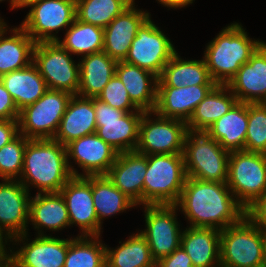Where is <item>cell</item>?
Returning <instances> with one entry per match:
<instances>
[{
	"mask_svg": "<svg viewBox=\"0 0 266 267\" xmlns=\"http://www.w3.org/2000/svg\"><path fill=\"white\" fill-rule=\"evenodd\" d=\"M175 205L182 210L190 227L221 231L245 217V208L236 200L226 183L187 177Z\"/></svg>",
	"mask_w": 266,
	"mask_h": 267,
	"instance_id": "cell-1",
	"label": "cell"
},
{
	"mask_svg": "<svg viewBox=\"0 0 266 267\" xmlns=\"http://www.w3.org/2000/svg\"><path fill=\"white\" fill-rule=\"evenodd\" d=\"M72 176L66 146L53 139L28 140L18 180L29 192L32 185L38 193H59Z\"/></svg>",
	"mask_w": 266,
	"mask_h": 267,
	"instance_id": "cell-2",
	"label": "cell"
},
{
	"mask_svg": "<svg viewBox=\"0 0 266 267\" xmlns=\"http://www.w3.org/2000/svg\"><path fill=\"white\" fill-rule=\"evenodd\" d=\"M263 42L252 40L237 22L224 27L204 51L203 59L211 79L216 84L227 85Z\"/></svg>",
	"mask_w": 266,
	"mask_h": 267,
	"instance_id": "cell-3",
	"label": "cell"
},
{
	"mask_svg": "<svg viewBox=\"0 0 266 267\" xmlns=\"http://www.w3.org/2000/svg\"><path fill=\"white\" fill-rule=\"evenodd\" d=\"M186 178L183 154L147 155L143 205H175Z\"/></svg>",
	"mask_w": 266,
	"mask_h": 267,
	"instance_id": "cell-4",
	"label": "cell"
},
{
	"mask_svg": "<svg viewBox=\"0 0 266 267\" xmlns=\"http://www.w3.org/2000/svg\"><path fill=\"white\" fill-rule=\"evenodd\" d=\"M266 234L246 216L220 231V267H264Z\"/></svg>",
	"mask_w": 266,
	"mask_h": 267,
	"instance_id": "cell-5",
	"label": "cell"
},
{
	"mask_svg": "<svg viewBox=\"0 0 266 267\" xmlns=\"http://www.w3.org/2000/svg\"><path fill=\"white\" fill-rule=\"evenodd\" d=\"M183 156L187 177L226 183L230 152L205 131H187Z\"/></svg>",
	"mask_w": 266,
	"mask_h": 267,
	"instance_id": "cell-6",
	"label": "cell"
},
{
	"mask_svg": "<svg viewBox=\"0 0 266 267\" xmlns=\"http://www.w3.org/2000/svg\"><path fill=\"white\" fill-rule=\"evenodd\" d=\"M227 186L246 209L266 192V154L230 152Z\"/></svg>",
	"mask_w": 266,
	"mask_h": 267,
	"instance_id": "cell-7",
	"label": "cell"
},
{
	"mask_svg": "<svg viewBox=\"0 0 266 267\" xmlns=\"http://www.w3.org/2000/svg\"><path fill=\"white\" fill-rule=\"evenodd\" d=\"M72 94L50 90L19 111V133L29 139H53Z\"/></svg>",
	"mask_w": 266,
	"mask_h": 267,
	"instance_id": "cell-8",
	"label": "cell"
},
{
	"mask_svg": "<svg viewBox=\"0 0 266 267\" xmlns=\"http://www.w3.org/2000/svg\"><path fill=\"white\" fill-rule=\"evenodd\" d=\"M96 135L118 153L135 151L144 111L125 112L93 97Z\"/></svg>",
	"mask_w": 266,
	"mask_h": 267,
	"instance_id": "cell-9",
	"label": "cell"
},
{
	"mask_svg": "<svg viewBox=\"0 0 266 267\" xmlns=\"http://www.w3.org/2000/svg\"><path fill=\"white\" fill-rule=\"evenodd\" d=\"M57 41L38 42L33 50L32 63L45 80L48 89L77 95L79 89V62Z\"/></svg>",
	"mask_w": 266,
	"mask_h": 267,
	"instance_id": "cell-10",
	"label": "cell"
},
{
	"mask_svg": "<svg viewBox=\"0 0 266 267\" xmlns=\"http://www.w3.org/2000/svg\"><path fill=\"white\" fill-rule=\"evenodd\" d=\"M145 112L139 126V140L136 152L143 155L183 154L185 136L188 131L186 122L178 119L163 118ZM154 119V120H153Z\"/></svg>",
	"mask_w": 266,
	"mask_h": 267,
	"instance_id": "cell-11",
	"label": "cell"
},
{
	"mask_svg": "<svg viewBox=\"0 0 266 267\" xmlns=\"http://www.w3.org/2000/svg\"><path fill=\"white\" fill-rule=\"evenodd\" d=\"M29 7L20 26L36 43L57 41L56 33L63 28L66 31L76 19L75 0H41Z\"/></svg>",
	"mask_w": 266,
	"mask_h": 267,
	"instance_id": "cell-12",
	"label": "cell"
},
{
	"mask_svg": "<svg viewBox=\"0 0 266 267\" xmlns=\"http://www.w3.org/2000/svg\"><path fill=\"white\" fill-rule=\"evenodd\" d=\"M176 53L170 39L149 17L138 29L123 61L145 69L159 78L164 66Z\"/></svg>",
	"mask_w": 266,
	"mask_h": 267,
	"instance_id": "cell-13",
	"label": "cell"
},
{
	"mask_svg": "<svg viewBox=\"0 0 266 267\" xmlns=\"http://www.w3.org/2000/svg\"><path fill=\"white\" fill-rule=\"evenodd\" d=\"M146 229L140 233L146 238L153 259H160L170 255L180 247L182 230L177 221L176 205H142Z\"/></svg>",
	"mask_w": 266,
	"mask_h": 267,
	"instance_id": "cell-14",
	"label": "cell"
},
{
	"mask_svg": "<svg viewBox=\"0 0 266 267\" xmlns=\"http://www.w3.org/2000/svg\"><path fill=\"white\" fill-rule=\"evenodd\" d=\"M28 240L27 233L12 238L9 242L14 245L22 242L23 246L20 245L21 248L17 251L8 247L10 254L5 247V259L13 267H64L69 247L68 238L37 235L32 241Z\"/></svg>",
	"mask_w": 266,
	"mask_h": 267,
	"instance_id": "cell-15",
	"label": "cell"
},
{
	"mask_svg": "<svg viewBox=\"0 0 266 267\" xmlns=\"http://www.w3.org/2000/svg\"><path fill=\"white\" fill-rule=\"evenodd\" d=\"M30 193L19 180L0 182V241L28 234Z\"/></svg>",
	"mask_w": 266,
	"mask_h": 267,
	"instance_id": "cell-16",
	"label": "cell"
},
{
	"mask_svg": "<svg viewBox=\"0 0 266 267\" xmlns=\"http://www.w3.org/2000/svg\"><path fill=\"white\" fill-rule=\"evenodd\" d=\"M63 197L70 226L80 228L78 236H99L102 225L99 224L92 197V176H72L59 191Z\"/></svg>",
	"mask_w": 266,
	"mask_h": 267,
	"instance_id": "cell-17",
	"label": "cell"
},
{
	"mask_svg": "<svg viewBox=\"0 0 266 267\" xmlns=\"http://www.w3.org/2000/svg\"><path fill=\"white\" fill-rule=\"evenodd\" d=\"M66 152L70 172L76 177L107 175L118 155V152L96 133L71 141L66 145ZM70 159H73L84 173H78L71 165Z\"/></svg>",
	"mask_w": 266,
	"mask_h": 267,
	"instance_id": "cell-18",
	"label": "cell"
},
{
	"mask_svg": "<svg viewBox=\"0 0 266 267\" xmlns=\"http://www.w3.org/2000/svg\"><path fill=\"white\" fill-rule=\"evenodd\" d=\"M150 16L149 12L135 7L134 1L104 28L103 51L116 61H123L138 29Z\"/></svg>",
	"mask_w": 266,
	"mask_h": 267,
	"instance_id": "cell-19",
	"label": "cell"
},
{
	"mask_svg": "<svg viewBox=\"0 0 266 267\" xmlns=\"http://www.w3.org/2000/svg\"><path fill=\"white\" fill-rule=\"evenodd\" d=\"M238 102L266 103V43L241 66L227 84Z\"/></svg>",
	"mask_w": 266,
	"mask_h": 267,
	"instance_id": "cell-20",
	"label": "cell"
},
{
	"mask_svg": "<svg viewBox=\"0 0 266 267\" xmlns=\"http://www.w3.org/2000/svg\"><path fill=\"white\" fill-rule=\"evenodd\" d=\"M216 85L182 87L157 86V101L153 113L163 118L188 122L196 106Z\"/></svg>",
	"mask_w": 266,
	"mask_h": 267,
	"instance_id": "cell-21",
	"label": "cell"
},
{
	"mask_svg": "<svg viewBox=\"0 0 266 267\" xmlns=\"http://www.w3.org/2000/svg\"><path fill=\"white\" fill-rule=\"evenodd\" d=\"M147 171V155L136 151L118 153L107 177L137 206L143 205V182Z\"/></svg>",
	"mask_w": 266,
	"mask_h": 267,
	"instance_id": "cell-22",
	"label": "cell"
},
{
	"mask_svg": "<svg viewBox=\"0 0 266 267\" xmlns=\"http://www.w3.org/2000/svg\"><path fill=\"white\" fill-rule=\"evenodd\" d=\"M95 132L93 97L72 95L53 140L66 146L73 140Z\"/></svg>",
	"mask_w": 266,
	"mask_h": 267,
	"instance_id": "cell-23",
	"label": "cell"
},
{
	"mask_svg": "<svg viewBox=\"0 0 266 267\" xmlns=\"http://www.w3.org/2000/svg\"><path fill=\"white\" fill-rule=\"evenodd\" d=\"M116 75L125 86L132 103L144 112H153L157 101L158 77L138 66L118 61Z\"/></svg>",
	"mask_w": 266,
	"mask_h": 267,
	"instance_id": "cell-24",
	"label": "cell"
},
{
	"mask_svg": "<svg viewBox=\"0 0 266 267\" xmlns=\"http://www.w3.org/2000/svg\"><path fill=\"white\" fill-rule=\"evenodd\" d=\"M29 222L38 236H46L45 230L59 231L70 227L68 210L60 193H38L30 198Z\"/></svg>",
	"mask_w": 266,
	"mask_h": 267,
	"instance_id": "cell-25",
	"label": "cell"
},
{
	"mask_svg": "<svg viewBox=\"0 0 266 267\" xmlns=\"http://www.w3.org/2000/svg\"><path fill=\"white\" fill-rule=\"evenodd\" d=\"M180 246L192 260L193 267H220V230L187 226Z\"/></svg>",
	"mask_w": 266,
	"mask_h": 267,
	"instance_id": "cell-26",
	"label": "cell"
},
{
	"mask_svg": "<svg viewBox=\"0 0 266 267\" xmlns=\"http://www.w3.org/2000/svg\"><path fill=\"white\" fill-rule=\"evenodd\" d=\"M8 27L6 22L0 27V77L29 66L36 44L21 26L10 29L7 37Z\"/></svg>",
	"mask_w": 266,
	"mask_h": 267,
	"instance_id": "cell-27",
	"label": "cell"
},
{
	"mask_svg": "<svg viewBox=\"0 0 266 267\" xmlns=\"http://www.w3.org/2000/svg\"><path fill=\"white\" fill-rule=\"evenodd\" d=\"M247 125L248 103L237 102L205 132L229 152L245 151Z\"/></svg>",
	"mask_w": 266,
	"mask_h": 267,
	"instance_id": "cell-28",
	"label": "cell"
},
{
	"mask_svg": "<svg viewBox=\"0 0 266 267\" xmlns=\"http://www.w3.org/2000/svg\"><path fill=\"white\" fill-rule=\"evenodd\" d=\"M79 61V89L77 95L97 97L116 74L118 61L104 51L82 56Z\"/></svg>",
	"mask_w": 266,
	"mask_h": 267,
	"instance_id": "cell-29",
	"label": "cell"
},
{
	"mask_svg": "<svg viewBox=\"0 0 266 267\" xmlns=\"http://www.w3.org/2000/svg\"><path fill=\"white\" fill-rule=\"evenodd\" d=\"M0 80L19 111L35 103L48 90L45 80L33 63L26 68L2 75Z\"/></svg>",
	"mask_w": 266,
	"mask_h": 267,
	"instance_id": "cell-30",
	"label": "cell"
},
{
	"mask_svg": "<svg viewBox=\"0 0 266 267\" xmlns=\"http://www.w3.org/2000/svg\"><path fill=\"white\" fill-rule=\"evenodd\" d=\"M191 85H217L210 77L205 60H184L178 52L164 66L157 86L175 88Z\"/></svg>",
	"mask_w": 266,
	"mask_h": 267,
	"instance_id": "cell-31",
	"label": "cell"
},
{
	"mask_svg": "<svg viewBox=\"0 0 266 267\" xmlns=\"http://www.w3.org/2000/svg\"><path fill=\"white\" fill-rule=\"evenodd\" d=\"M237 102V97L227 85L217 84L196 106L191 118L186 123L187 129L189 131H206Z\"/></svg>",
	"mask_w": 266,
	"mask_h": 267,
	"instance_id": "cell-32",
	"label": "cell"
},
{
	"mask_svg": "<svg viewBox=\"0 0 266 267\" xmlns=\"http://www.w3.org/2000/svg\"><path fill=\"white\" fill-rule=\"evenodd\" d=\"M92 197L100 225L106 217L137 206L113 184L107 175L92 176Z\"/></svg>",
	"mask_w": 266,
	"mask_h": 267,
	"instance_id": "cell-33",
	"label": "cell"
},
{
	"mask_svg": "<svg viewBox=\"0 0 266 267\" xmlns=\"http://www.w3.org/2000/svg\"><path fill=\"white\" fill-rule=\"evenodd\" d=\"M119 243L115 249L106 245L105 260L112 267H156L147 240L140 232Z\"/></svg>",
	"mask_w": 266,
	"mask_h": 267,
	"instance_id": "cell-34",
	"label": "cell"
},
{
	"mask_svg": "<svg viewBox=\"0 0 266 267\" xmlns=\"http://www.w3.org/2000/svg\"><path fill=\"white\" fill-rule=\"evenodd\" d=\"M104 28L81 22L78 19L66 29L63 41L57 42L71 54L89 55L103 51Z\"/></svg>",
	"mask_w": 266,
	"mask_h": 267,
	"instance_id": "cell-35",
	"label": "cell"
},
{
	"mask_svg": "<svg viewBox=\"0 0 266 267\" xmlns=\"http://www.w3.org/2000/svg\"><path fill=\"white\" fill-rule=\"evenodd\" d=\"M135 0H77L76 19L105 28Z\"/></svg>",
	"mask_w": 266,
	"mask_h": 267,
	"instance_id": "cell-36",
	"label": "cell"
},
{
	"mask_svg": "<svg viewBox=\"0 0 266 267\" xmlns=\"http://www.w3.org/2000/svg\"><path fill=\"white\" fill-rule=\"evenodd\" d=\"M99 236L70 237L64 267H100L105 261L106 245Z\"/></svg>",
	"mask_w": 266,
	"mask_h": 267,
	"instance_id": "cell-37",
	"label": "cell"
},
{
	"mask_svg": "<svg viewBox=\"0 0 266 267\" xmlns=\"http://www.w3.org/2000/svg\"><path fill=\"white\" fill-rule=\"evenodd\" d=\"M245 151L266 154V103H248Z\"/></svg>",
	"mask_w": 266,
	"mask_h": 267,
	"instance_id": "cell-38",
	"label": "cell"
},
{
	"mask_svg": "<svg viewBox=\"0 0 266 267\" xmlns=\"http://www.w3.org/2000/svg\"><path fill=\"white\" fill-rule=\"evenodd\" d=\"M29 138L18 134L0 149V179L18 180L21 177L24 151ZM19 176V177H18Z\"/></svg>",
	"mask_w": 266,
	"mask_h": 267,
	"instance_id": "cell-39",
	"label": "cell"
},
{
	"mask_svg": "<svg viewBox=\"0 0 266 267\" xmlns=\"http://www.w3.org/2000/svg\"><path fill=\"white\" fill-rule=\"evenodd\" d=\"M97 98L113 108L120 109L126 113L142 111L132 103L123 82L116 74L106 84L103 91L97 96Z\"/></svg>",
	"mask_w": 266,
	"mask_h": 267,
	"instance_id": "cell-40",
	"label": "cell"
},
{
	"mask_svg": "<svg viewBox=\"0 0 266 267\" xmlns=\"http://www.w3.org/2000/svg\"><path fill=\"white\" fill-rule=\"evenodd\" d=\"M245 216L266 234V192L245 209Z\"/></svg>",
	"mask_w": 266,
	"mask_h": 267,
	"instance_id": "cell-41",
	"label": "cell"
},
{
	"mask_svg": "<svg viewBox=\"0 0 266 267\" xmlns=\"http://www.w3.org/2000/svg\"><path fill=\"white\" fill-rule=\"evenodd\" d=\"M19 110L0 80V120H18Z\"/></svg>",
	"mask_w": 266,
	"mask_h": 267,
	"instance_id": "cell-42",
	"label": "cell"
},
{
	"mask_svg": "<svg viewBox=\"0 0 266 267\" xmlns=\"http://www.w3.org/2000/svg\"><path fill=\"white\" fill-rule=\"evenodd\" d=\"M156 267H193L192 260L180 246L170 255L156 262Z\"/></svg>",
	"mask_w": 266,
	"mask_h": 267,
	"instance_id": "cell-43",
	"label": "cell"
},
{
	"mask_svg": "<svg viewBox=\"0 0 266 267\" xmlns=\"http://www.w3.org/2000/svg\"><path fill=\"white\" fill-rule=\"evenodd\" d=\"M18 134V120H0V149Z\"/></svg>",
	"mask_w": 266,
	"mask_h": 267,
	"instance_id": "cell-44",
	"label": "cell"
},
{
	"mask_svg": "<svg viewBox=\"0 0 266 267\" xmlns=\"http://www.w3.org/2000/svg\"><path fill=\"white\" fill-rule=\"evenodd\" d=\"M165 7L172 9L184 8L193 3L195 0H156Z\"/></svg>",
	"mask_w": 266,
	"mask_h": 267,
	"instance_id": "cell-45",
	"label": "cell"
},
{
	"mask_svg": "<svg viewBox=\"0 0 266 267\" xmlns=\"http://www.w3.org/2000/svg\"><path fill=\"white\" fill-rule=\"evenodd\" d=\"M41 0H17V9L29 7L31 4Z\"/></svg>",
	"mask_w": 266,
	"mask_h": 267,
	"instance_id": "cell-46",
	"label": "cell"
},
{
	"mask_svg": "<svg viewBox=\"0 0 266 267\" xmlns=\"http://www.w3.org/2000/svg\"><path fill=\"white\" fill-rule=\"evenodd\" d=\"M5 245L0 241V262L5 258Z\"/></svg>",
	"mask_w": 266,
	"mask_h": 267,
	"instance_id": "cell-47",
	"label": "cell"
},
{
	"mask_svg": "<svg viewBox=\"0 0 266 267\" xmlns=\"http://www.w3.org/2000/svg\"><path fill=\"white\" fill-rule=\"evenodd\" d=\"M0 267H13L5 258L0 262Z\"/></svg>",
	"mask_w": 266,
	"mask_h": 267,
	"instance_id": "cell-48",
	"label": "cell"
},
{
	"mask_svg": "<svg viewBox=\"0 0 266 267\" xmlns=\"http://www.w3.org/2000/svg\"><path fill=\"white\" fill-rule=\"evenodd\" d=\"M2 1H5V0H0V2ZM9 1H10V6L12 10L17 8V0H9Z\"/></svg>",
	"mask_w": 266,
	"mask_h": 267,
	"instance_id": "cell-49",
	"label": "cell"
},
{
	"mask_svg": "<svg viewBox=\"0 0 266 267\" xmlns=\"http://www.w3.org/2000/svg\"><path fill=\"white\" fill-rule=\"evenodd\" d=\"M100 267H112L106 260Z\"/></svg>",
	"mask_w": 266,
	"mask_h": 267,
	"instance_id": "cell-50",
	"label": "cell"
},
{
	"mask_svg": "<svg viewBox=\"0 0 266 267\" xmlns=\"http://www.w3.org/2000/svg\"><path fill=\"white\" fill-rule=\"evenodd\" d=\"M5 22H4V19H2L1 17H0V27L4 24Z\"/></svg>",
	"mask_w": 266,
	"mask_h": 267,
	"instance_id": "cell-51",
	"label": "cell"
}]
</instances>
